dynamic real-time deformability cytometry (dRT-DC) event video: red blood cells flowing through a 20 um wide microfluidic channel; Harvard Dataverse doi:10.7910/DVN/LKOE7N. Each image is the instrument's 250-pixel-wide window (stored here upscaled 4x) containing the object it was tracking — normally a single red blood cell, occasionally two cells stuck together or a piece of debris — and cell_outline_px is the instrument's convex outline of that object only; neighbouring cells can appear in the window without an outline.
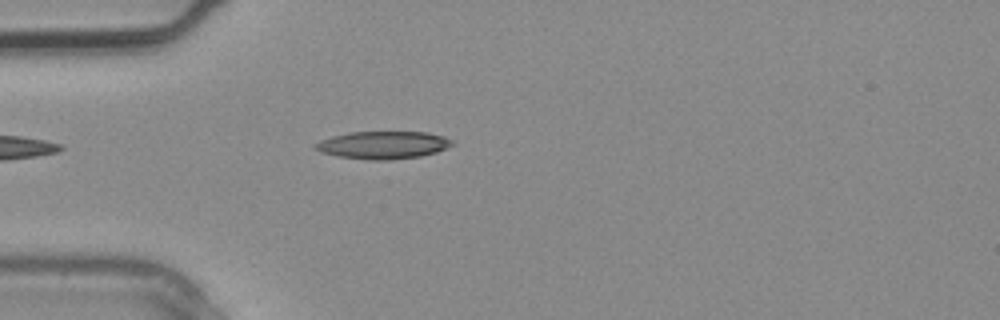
{"species": "common noctule bat (a hibernating species)", "species_latin": "Nyctalus noctula", "temperature_condition": "warm", "stored_images_in_passage": 3, "camera_frame_rate_fps": 3000, "um_per_image_px": 0.085, "animal": {"sex": "male", "body_mass_g": 20.4}, "frame": {"image": 1, "passage_image": 3, "time_ms": 0.667, "image_size_px": [1000, 320], "cell_outline_px": [[456, 144], [436, 152], [420, 156], [392, 160], [372, 160], [340, 156], [320, 152], [312, 148], [312, 144], [320, 140], [332, 136], [348, 132], [428, 132], [444, 136], [452, 140]], "centroid_in_image_um": [32.55, 12.32], "position_along_channel_um": 52.4, "area_um2": 22.2}}